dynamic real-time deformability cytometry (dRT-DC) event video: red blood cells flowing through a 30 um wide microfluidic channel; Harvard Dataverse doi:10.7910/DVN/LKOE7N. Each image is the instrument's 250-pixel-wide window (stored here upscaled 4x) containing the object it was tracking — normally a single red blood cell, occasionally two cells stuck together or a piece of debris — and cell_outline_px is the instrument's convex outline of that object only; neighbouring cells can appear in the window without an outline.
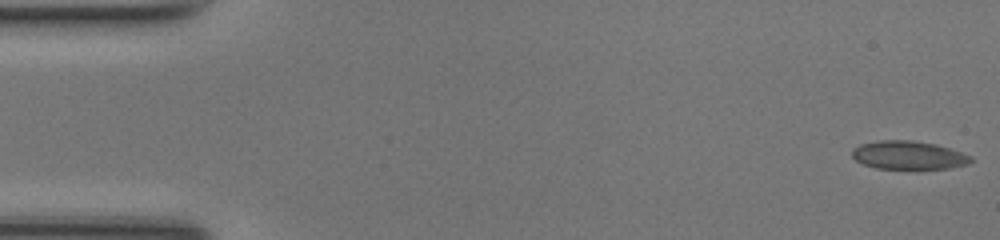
{"species": "common noctule bat (a hibernating species)", "species_latin": "Nyctalus noctula", "temperature_condition": "room temperature", "stored_images_in_passage": 49, "camera_frame_rate_fps": 3000, "um_per_image_px": 0.085, "animal": {"sex": "female", "body_mass_g": 17.0, "forearm_length_mm": 48.0}, "frame": {"image": 1, "passage_image": 1, "time_ms": 0.0, "image_size_px": [1000, 240], "cell_outline_px": [[972, 160], [960, 164], [944, 168], [880, 168], [864, 164], [856, 160], [852, 156], [852, 152], [856, 148], [864, 144], [896, 140], [900, 140], [928, 144], [944, 148], [968, 156]], "centroid_in_image_um": [77.11, 13.21], "position_along_channel_um": 7.9, "area_um2": 17.86}}
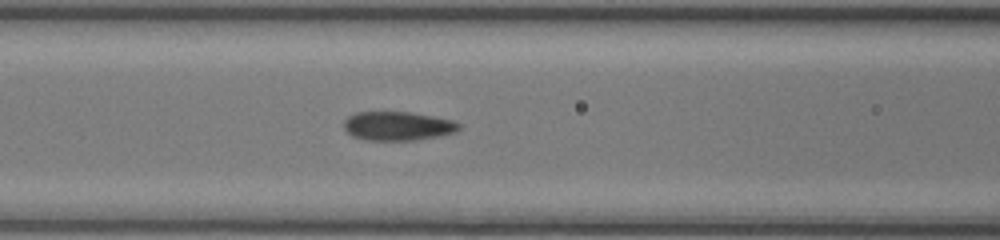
{"frame": {"image": 2, "passage_image": 20, "time_ms": 6.333, "image_size_px": [1000, 240], "cell_outline_px": [[456, 128], [448, 132], [428, 136], [404, 140], [380, 140], [356, 136], [348, 132], [344, 124], [352, 116], [360, 112], [404, 112], [448, 120], [456, 124]], "centroid_in_image_um": [33.68, 10.69], "position_along_channel_um": 132.9, "area_um2": 17.4}}
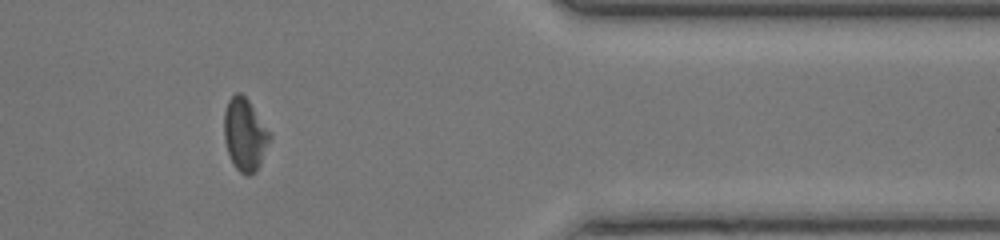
{"frame": {"image": 3, "passage_image": 40, "time_ms": 13.0, "image_size_px": [1000, 240], "cell_outline_px": [[268, 136], [260, 160], [256, 168], [252, 172], [240, 172], [236, 168], [228, 152], [224, 136], [224, 116], [228, 104], [232, 96], [236, 92], [244, 96], [268, 132]], "centroid_in_image_um": [20.73, 11.41], "position_along_channel_um": 390.7, "area_um2": 17.46}, "authors_computed_cell_mechanics": {"area_um2": 17.34, "velocity_mm_per_s": 4.2519, "shape_relaxation_time_tau1_ms": null, "shape_relaxation_time_tau2_ms": 2.2843, "deformation_change_tau1": null, "deformation_change_tau2": 0.0952}}